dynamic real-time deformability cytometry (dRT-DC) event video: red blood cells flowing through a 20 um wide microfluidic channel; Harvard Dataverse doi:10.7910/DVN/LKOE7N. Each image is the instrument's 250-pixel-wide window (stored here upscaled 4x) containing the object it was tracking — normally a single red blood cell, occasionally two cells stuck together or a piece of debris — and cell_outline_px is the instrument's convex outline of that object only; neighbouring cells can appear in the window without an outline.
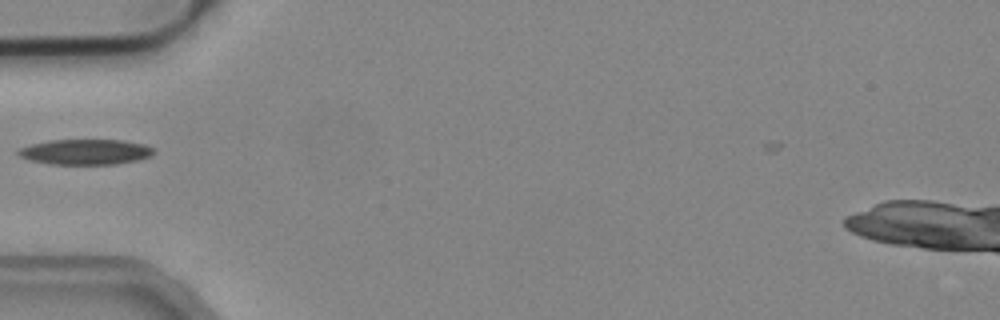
{"species": "common noctule bat (a hibernating species)", "species_latin": "Nyctalus noctula", "temperature_condition": "cold", "stored_images_in_passage": 5, "camera_frame_rate_fps": 3000, "um_per_image_px": 0.085, "animal": {"sex": "male", "body_mass_g": 19.2, "forearm_length_mm": 51.8}, "frame": {"image": 1, "passage_image": 1, "time_ms": 0.0, "image_size_px": [1000, 320], "cell_outline_px": [[152, 152], [148, 156], [136, 160], [116, 164], [52, 164], [28, 160], [20, 156], [16, 152], [20, 148], [32, 144], [48, 140], [124, 140], [144, 144], [152, 148]], "centroid_in_image_um": [7.21, 12.91], "position_along_channel_um": 77.8, "area_um2": 19.83}}